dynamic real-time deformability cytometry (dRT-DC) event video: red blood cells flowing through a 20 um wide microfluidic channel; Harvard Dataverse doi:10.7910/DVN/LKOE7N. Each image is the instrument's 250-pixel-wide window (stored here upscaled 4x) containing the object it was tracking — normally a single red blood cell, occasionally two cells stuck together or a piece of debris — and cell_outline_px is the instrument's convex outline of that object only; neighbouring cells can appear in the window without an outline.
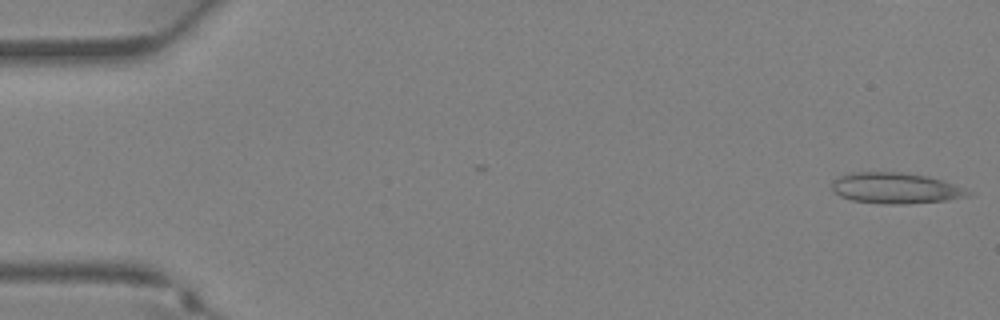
{"species": "Egyptian fruit bat (a non-hibernating species)", "species_latin": "Rousettus aegyptiacus", "temperature_condition": "warm", "stored_images_in_passage": 12, "camera_frame_rate_fps": 3000, "um_per_image_px": 0.085, "animal": {"sex": "female"}, "frame": {"image": 1, "passage_image": 1, "time_ms": 0.0, "image_size_px": [1000, 320], "cell_outline_px": [[972, 192], [968, 196], [948, 200], [908, 204], [880, 204], [852, 200], [840, 196], [832, 192], [832, 180], [840, 176], [852, 172], [900, 172], [924, 176], [940, 180], [964, 188]], "centroid_in_image_um": [76.07, 16.0], "position_along_channel_um": 8.9, "area_um2": 24.45}}